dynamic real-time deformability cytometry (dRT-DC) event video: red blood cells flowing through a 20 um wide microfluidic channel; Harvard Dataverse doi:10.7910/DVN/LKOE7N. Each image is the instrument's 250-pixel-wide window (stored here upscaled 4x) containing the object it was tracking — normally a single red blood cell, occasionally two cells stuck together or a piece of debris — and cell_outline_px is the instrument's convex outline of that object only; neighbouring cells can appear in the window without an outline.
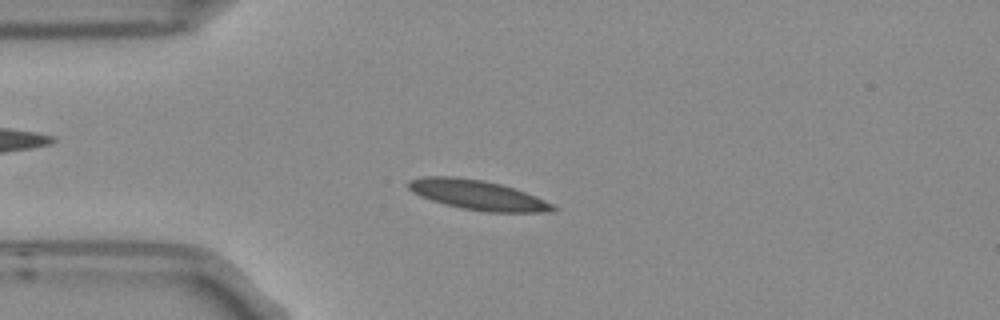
{"species": "Egyptian fruit bat (a non-hibernating species)", "species_latin": "Rousettus aegyptiacus", "temperature_condition": "room temperature", "stored_images_in_passage": 8, "camera_frame_rate_fps": 3000, "um_per_image_px": 0.085, "frame": {"image": 1, "passage_image": 3, "time_ms": 0.667, "image_size_px": [1000, 320], "cell_outline_px": [[556, 208], [540, 212], [488, 212], [460, 208], [444, 204], [420, 196], [412, 192], [408, 188], [408, 180], [424, 176], [452, 176], [484, 180], [500, 184], [524, 192], [544, 200], [552, 204]], "centroid_in_image_um": [40.51, 16.56], "position_along_channel_um": 44.5, "area_um2": 24.68}}
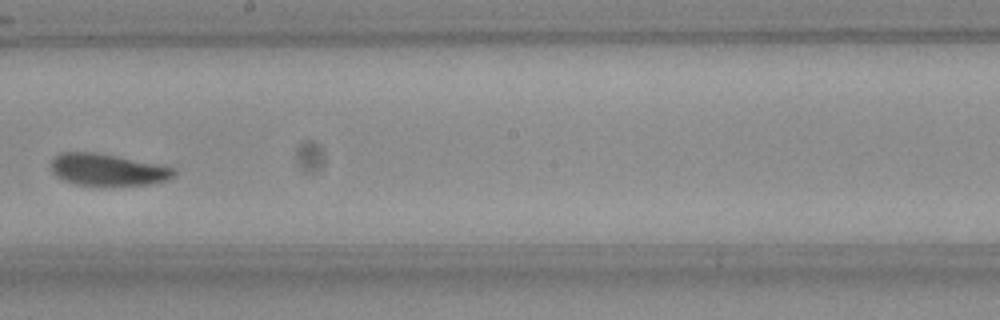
{"frame": {"image": 2, "passage_image": 8, "time_ms": 2.333, "image_size_px": [1000, 320], "cell_outline_px": [[176, 176], [168, 180], [152, 184], [104, 188], [76, 184], [64, 180], [52, 168], [52, 160], [60, 152], [96, 152], [176, 168]], "centroid_in_image_um": [9.23, 14.47], "position_along_channel_um": 239.0, "area_um2": 23.29}}